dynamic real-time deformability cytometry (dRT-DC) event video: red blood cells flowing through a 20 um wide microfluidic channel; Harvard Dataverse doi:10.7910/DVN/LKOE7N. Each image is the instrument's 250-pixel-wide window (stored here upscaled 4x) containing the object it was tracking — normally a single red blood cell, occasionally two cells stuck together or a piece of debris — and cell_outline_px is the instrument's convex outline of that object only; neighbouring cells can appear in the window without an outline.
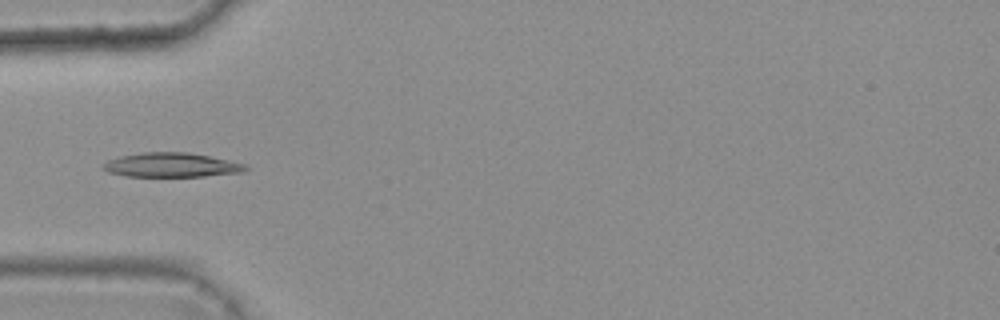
{"species": "common noctule bat (a hibernating species)", "species_latin": "Nyctalus noctula", "temperature_condition": "warm", "stored_images_in_passage": 4, "camera_frame_rate_fps": 3000, "um_per_image_px": 0.085, "animal": {"sex": "female", "body_mass_g": 25.1}, "frame": {"image": 1, "passage_image": 4, "time_ms": 1.0, "image_size_px": [1000, 320], "cell_outline_px": [[248, 168], [244, 172], [204, 176], [124, 176], [108, 172], [100, 168], [100, 164], [108, 160], [120, 156], [144, 152], [188, 152], [208, 156], [244, 164]], "centroid_in_image_um": [14.49, 14.03], "position_along_channel_um": 70.5, "area_um2": 20.11}}